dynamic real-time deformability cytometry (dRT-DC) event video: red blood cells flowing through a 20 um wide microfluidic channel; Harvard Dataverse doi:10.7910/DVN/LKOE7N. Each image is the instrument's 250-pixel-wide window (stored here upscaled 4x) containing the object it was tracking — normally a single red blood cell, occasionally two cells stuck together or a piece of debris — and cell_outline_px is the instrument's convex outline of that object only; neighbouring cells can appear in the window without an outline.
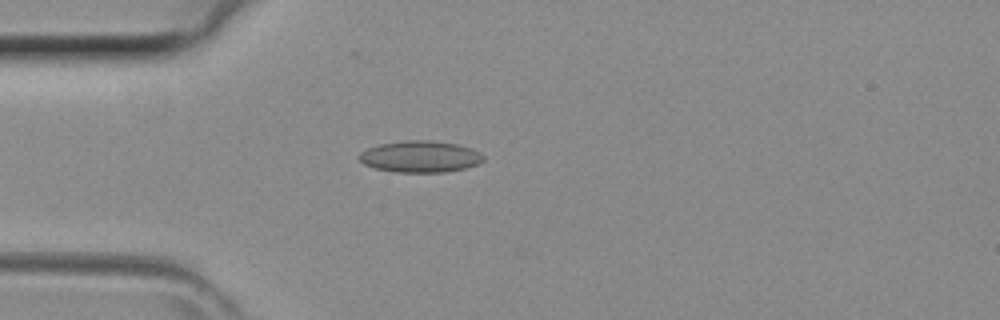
{"species": "common noctule bat (a hibernating species)", "species_latin": "Nyctalus noctula", "temperature_condition": "room temperature", "stored_images_in_passage": 20, "camera_frame_rate_fps": 3000, "um_per_image_px": 0.085, "animal": {"sex": "female", "body_mass_g": 29.2, "forearm_length_mm": 56.3}, "frame": {"image": 1, "passage_image": 1, "time_ms": 0.0, "image_size_px": [1000, 320], "cell_outline_px": [[484, 160], [476, 164], [464, 168], [444, 172], [396, 172], [376, 168], [364, 164], [356, 156], [360, 152], [368, 148], [380, 144], [404, 140], [432, 140], [456, 144], [472, 148], [480, 152], [484, 156]], "centroid_in_image_um": [35.71, 13.3], "position_along_channel_um": 49.3, "area_um2": 22.83}}
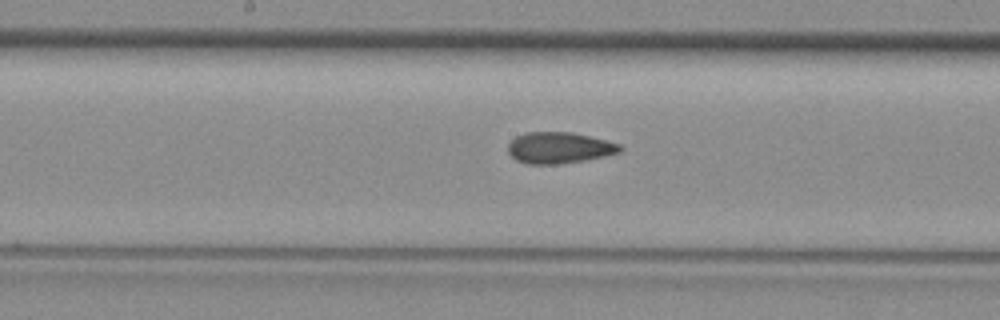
{"frame": {"image": 2, "passage_image": 11, "time_ms": 3.333, "image_size_px": [1000, 320], "cell_outline_px": [[624, 148], [620, 152], [604, 156], [584, 160], [556, 164], [528, 164], [516, 160], [508, 152], [508, 144], [516, 136], [524, 132], [572, 132], [620, 144]], "centroid_in_image_um": [47.51, 12.56], "position_along_channel_um": 200.7, "area_um2": 20.29}}
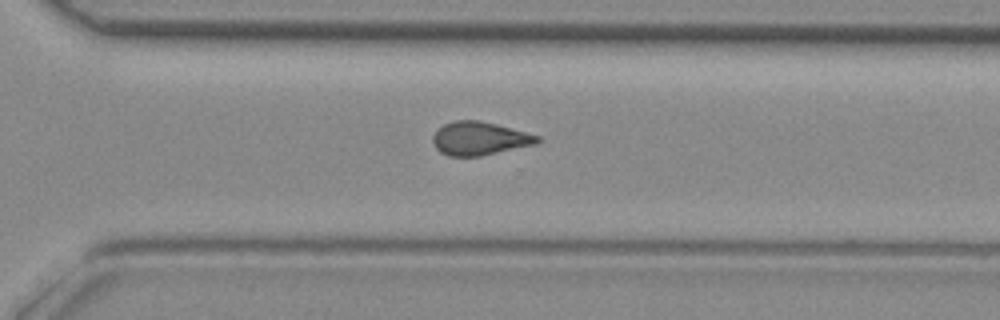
{"frame": {"image": 3, "passage_image": 19, "time_ms": 6.0, "image_size_px": [1000, 320], "cell_outline_px": [[540, 140], [536, 144], [480, 156], [448, 156], [440, 152], [436, 148], [432, 140], [432, 136], [436, 128], [444, 124], [456, 120], [476, 120], [496, 124], [540, 136]], "centroid_in_image_um": [40.72, 11.77], "position_along_channel_um": 329.9, "area_um2": 20.29}}